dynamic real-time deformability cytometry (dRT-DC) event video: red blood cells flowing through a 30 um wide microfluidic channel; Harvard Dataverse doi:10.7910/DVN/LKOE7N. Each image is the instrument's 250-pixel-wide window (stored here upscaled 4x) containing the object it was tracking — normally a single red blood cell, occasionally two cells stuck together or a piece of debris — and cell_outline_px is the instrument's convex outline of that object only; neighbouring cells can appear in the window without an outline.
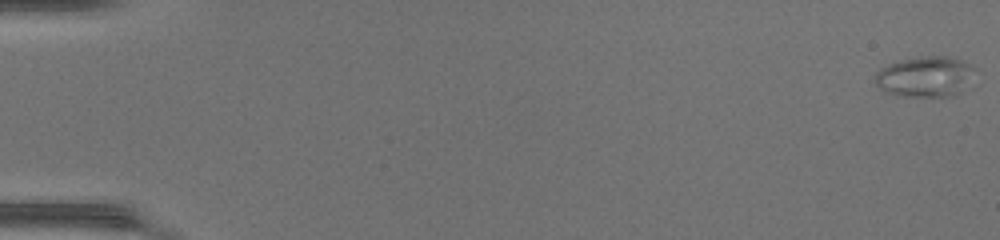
{"species": "common noctule bat (a hibernating species)", "species_latin": "Nyctalus noctula", "temperature_condition": "warm", "stored_images_in_passage": 50, "camera_frame_rate_fps": 3000, "um_per_image_px": 0.085, "animal": {"sex": "female", "body_mass_g": 17.0, "forearm_length_mm": 48.0}, "frame": {"image": 1, "passage_image": 1, "time_ms": 0.0, "image_size_px": [1000, 240], "cell_outline_px": [[972, 68], [960, 92], [952, 96], [896, 96], [884, 92], [872, 80], [876, 72], [880, 68], [888, 64], [900, 60], [924, 56], [948, 56], [960, 60], [968, 64]], "centroid_in_image_um": [78.48, 6.52], "position_along_channel_um": 6.5, "area_um2": 23.12}}
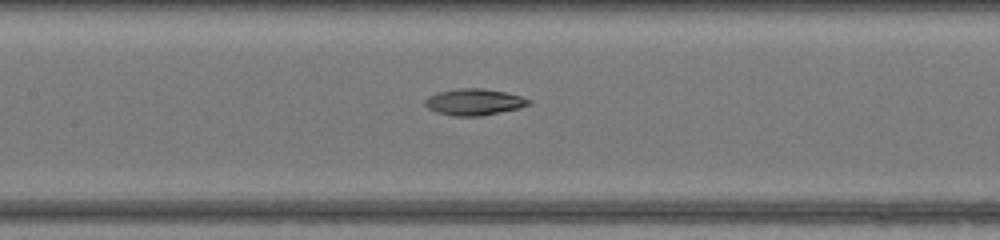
{"frame": {"image": 2, "passage_image": 25, "time_ms": 8.0, "image_size_px": [1000, 240], "cell_outline_px": [[532, 104], [520, 108], [480, 116], [452, 116], [436, 112], [428, 108], [424, 104], [424, 100], [428, 96], [436, 92], [460, 88], [484, 88], [504, 92], [520, 96], [532, 100]], "centroid_in_image_um": [40.29, 8.67], "position_along_channel_um": 167.1, "area_um2": 16.13}}
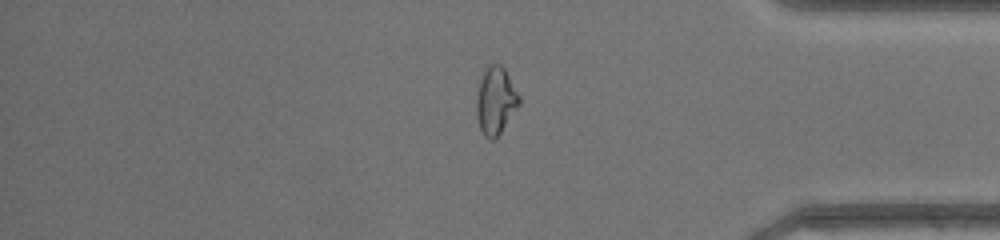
{"frame": {"image": 3, "passage_image": 42, "time_ms": 13.667, "image_size_px": [1000, 240], "cell_outline_px": [[520, 104], [500, 132], [492, 140], [488, 140], [484, 136], [480, 128], [476, 116], [476, 96], [480, 80], [484, 68], [488, 64], [500, 64], [504, 68], [520, 96]], "centroid_in_image_um": [42.11, 8.54], "position_along_channel_um": 393.1, "area_um2": 16.76}, "authors_computed_cell_mechanics": {"area_um2": 17.0221, "velocity_mm_per_s": 4.3454, "shape_relaxation_time_tau1_ms": null, "shape_relaxation_time_tau2_ms": 4.7346, "deformation_change_tau1": null, "deformation_change_tau2": 0.0952}}